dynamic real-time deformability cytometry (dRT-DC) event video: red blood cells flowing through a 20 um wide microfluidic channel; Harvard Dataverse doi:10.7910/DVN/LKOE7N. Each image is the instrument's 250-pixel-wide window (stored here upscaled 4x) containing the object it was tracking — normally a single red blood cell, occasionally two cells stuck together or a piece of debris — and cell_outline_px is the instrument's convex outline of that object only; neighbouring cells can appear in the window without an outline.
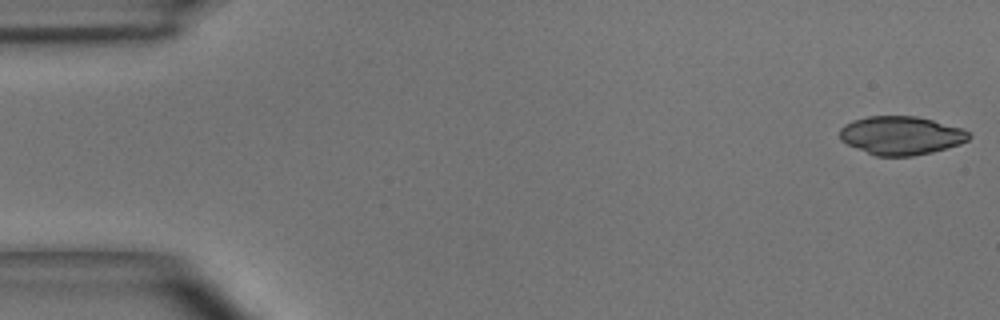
{"species": "common noctule bat (a hibernating species)", "species_latin": "Nyctalus noctula", "temperature_condition": "room temperature", "stored_images_in_passage": 48, "camera_frame_rate_fps": 3000, "um_per_image_px": 0.085, "animal": {"sex": "male", "body_mass_g": 15.6}, "frame": {"image": 1, "passage_image": 1, "time_ms": 0.0, "image_size_px": [1000, 320], "cell_outline_px": [[972, 136], [968, 140], [960, 144], [932, 152], [912, 156], [876, 156], [848, 144], [840, 140], [840, 128], [844, 124], [852, 120], [868, 116], [916, 116], [964, 128]], "centroid_in_image_um": [76.6, 11.51], "position_along_channel_um": 8.4, "area_um2": 29.02}}
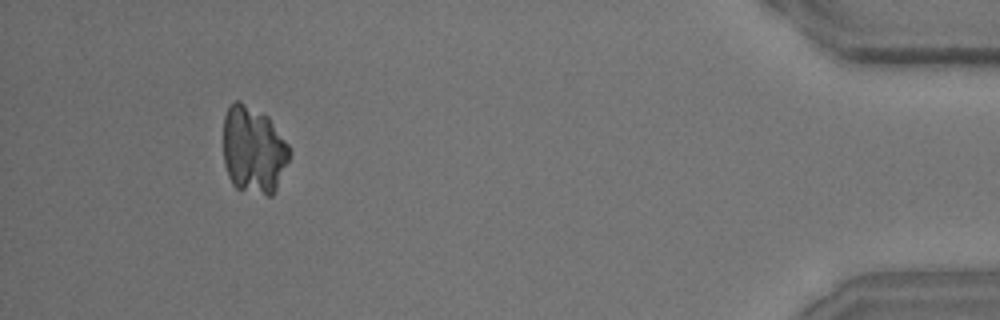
{"frame": {"image": 2, "passage_image": 45, "time_ms": 14.667, "image_size_px": [1000, 320], "cell_outline_px": [[288, 160], [276, 188], [272, 196], [268, 196], [236, 188], [232, 184], [228, 176], [224, 164], [224, 116], [228, 108], [236, 100], [240, 100], [268, 116], [288, 144]], "centroid_in_image_um": [21.52, 12.73], "position_along_channel_um": 413.7, "area_um2": 33.41}}